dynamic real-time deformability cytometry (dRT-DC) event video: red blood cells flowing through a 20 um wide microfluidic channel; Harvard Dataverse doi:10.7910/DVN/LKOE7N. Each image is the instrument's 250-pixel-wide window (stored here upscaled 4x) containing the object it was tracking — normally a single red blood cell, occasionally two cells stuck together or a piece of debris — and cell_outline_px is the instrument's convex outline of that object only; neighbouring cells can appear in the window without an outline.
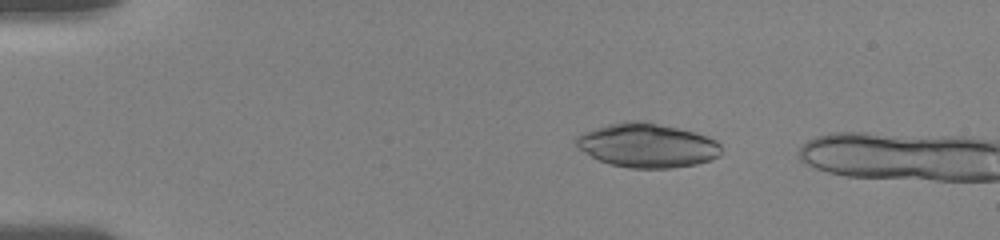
{"species": "human", "species_latin": "Homo sapiens", "temperature_condition": "room temperature", "stored_images_in_passage": 6, "camera_frame_rate_fps": 3000, "um_per_image_px": 0.085, "donor": {"sex": "female"}, "frame": {"image": 1, "passage_image": 4, "time_ms": 1.667, "image_size_px": [1000, 240], "cell_outline_px": [[720, 156], [712, 160], [696, 164], [672, 168], [628, 168], [612, 164], [600, 160], [592, 156], [580, 148], [576, 144], [576, 136], [584, 132], [608, 124], [624, 120], [648, 120], [708, 136], [716, 140], [720, 144]], "centroid_in_image_um": [55.05, 12.34], "position_along_channel_um": 30.0, "area_um2": 37.4}}